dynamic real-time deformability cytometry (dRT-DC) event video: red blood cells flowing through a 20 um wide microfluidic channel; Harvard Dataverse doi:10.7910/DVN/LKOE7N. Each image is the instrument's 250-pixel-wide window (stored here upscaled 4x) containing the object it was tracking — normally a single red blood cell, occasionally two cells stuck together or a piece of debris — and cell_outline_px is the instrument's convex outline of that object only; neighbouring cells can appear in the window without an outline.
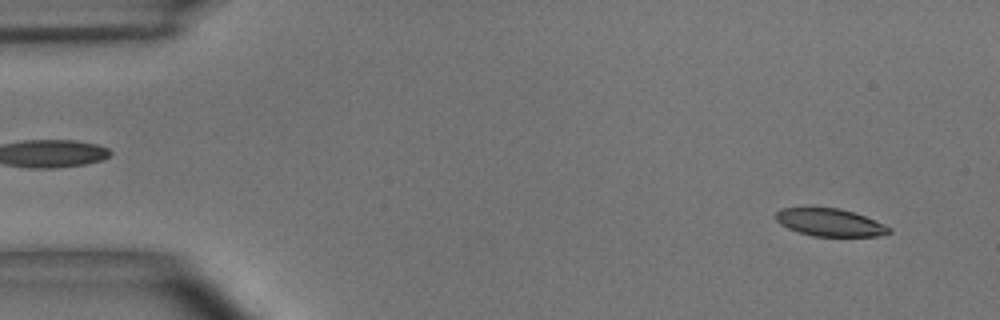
{"species": "common noctule bat (a hibernating species)", "species_latin": "Nyctalus noctula", "temperature_condition": "room temperature", "stored_images_in_passage": 53, "camera_frame_rate_fps": 3000, "um_per_image_px": 0.085, "animal": {"sex": "male", "body_mass_g": 15.6}, "frame": {"image": 1, "passage_image": 3, "time_ms": 0.667, "image_size_px": [1000, 320], "cell_outline_px": [[892, 232], [880, 236], [812, 236], [788, 228], [780, 224], [776, 220], [776, 212], [784, 208], [840, 208], [864, 216], [884, 224], [892, 228]], "centroid_in_image_um": [70.57, 18.92], "position_along_channel_um": 14.4, "area_um2": 18.03}}
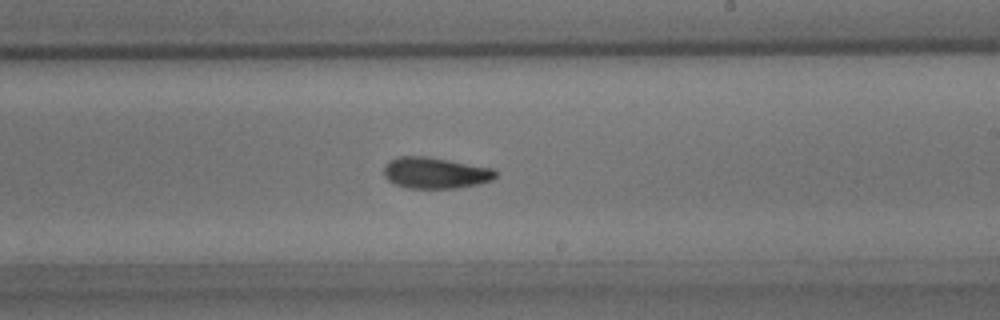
{"frame": {"image": 2, "passage_image": 31, "time_ms": 10.0, "image_size_px": [1000, 320], "cell_outline_px": [[496, 176], [492, 180], [476, 184], [456, 188], [408, 188], [396, 184], [388, 180], [384, 176], [384, 168], [388, 160], [400, 156], [428, 156], [492, 168], [496, 172]], "centroid_in_image_um": [36.97, 14.69], "position_along_channel_um": 252.0, "area_um2": 20.23}}
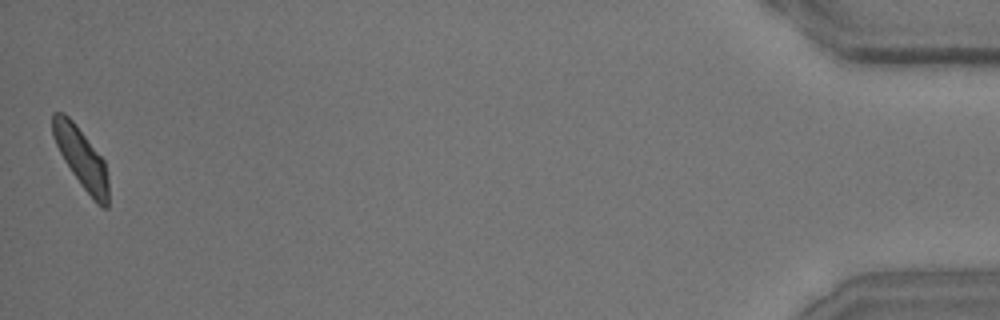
{"frame": {"image": 3, "passage_image": 53, "time_ms": 17.333, "image_size_px": [1000, 320], "cell_outline_px": [[108, 208], [104, 208], [96, 204], [80, 184], [64, 160], [52, 136], [52, 112], [64, 112], [72, 120], [104, 160], [108, 176]], "centroid_in_image_um": [6.91, 13.44], "position_along_channel_um": 428.3, "area_um2": 19.42}, "authors_computed_cell_mechanics": {"area_um2": 20.1144, "velocity_mm_per_s": 3.6578, "shape_relaxation_time_tau1_ms": 6.0398, "shape_relaxation_time_tau2_ms": 3.1206, "deformation_change_tau1": 0.1828, "deformation_change_tau2": 0.0986}}